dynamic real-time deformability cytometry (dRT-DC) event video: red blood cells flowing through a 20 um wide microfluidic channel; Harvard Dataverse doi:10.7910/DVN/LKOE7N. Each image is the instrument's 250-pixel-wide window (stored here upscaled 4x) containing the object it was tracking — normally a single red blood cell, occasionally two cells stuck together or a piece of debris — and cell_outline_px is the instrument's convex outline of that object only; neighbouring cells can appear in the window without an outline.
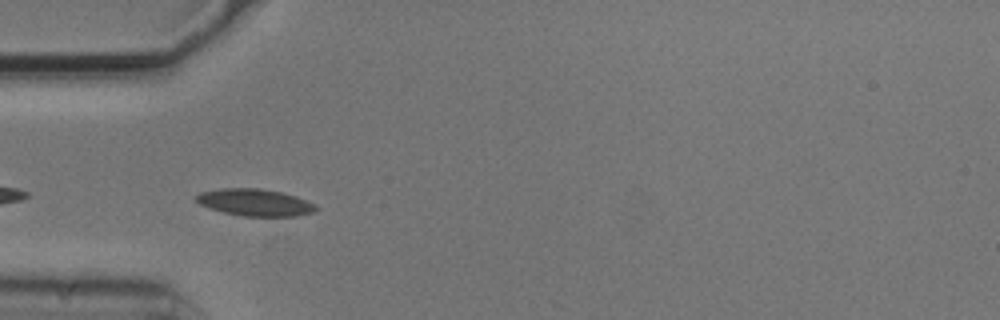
{"species": "common noctule bat (a hibernating species)", "species_latin": "Nyctalus noctula", "temperature_condition": "cold", "stored_images_in_passage": 6, "camera_frame_rate_fps": 3000, "um_per_image_px": 0.085, "animal": {"sex": "male", "body_mass_g": 20.5, "forearm_length_mm": 52.5}, "frame": {"image": 1, "passage_image": 5, "time_ms": 1.333, "image_size_px": [1000, 320], "cell_outline_px": [[316, 208], [312, 212], [296, 216], [240, 216], [208, 208], [200, 204], [196, 200], [196, 196], [200, 192], [220, 188], [260, 188], [280, 192], [296, 196], [312, 204]], "centroid_in_image_um": [21.6, 17.2], "position_along_channel_um": 63.4, "area_um2": 18.61}}
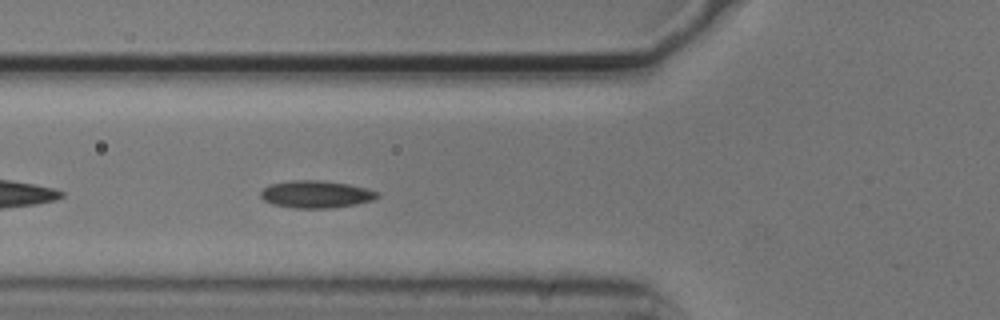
{"frame": {"image": 2, "passage_image": 6, "time_ms": 1.667, "image_size_px": [1000, 320], "cell_outline_px": [[380, 196], [372, 200], [356, 204], [332, 208], [292, 208], [272, 204], [264, 200], [260, 196], [260, 192], [268, 184], [288, 180], [324, 180], [348, 184], [380, 192]], "centroid_in_image_um": [26.84, 16.5], "position_along_channel_um": 99.0, "area_um2": 18.79}}